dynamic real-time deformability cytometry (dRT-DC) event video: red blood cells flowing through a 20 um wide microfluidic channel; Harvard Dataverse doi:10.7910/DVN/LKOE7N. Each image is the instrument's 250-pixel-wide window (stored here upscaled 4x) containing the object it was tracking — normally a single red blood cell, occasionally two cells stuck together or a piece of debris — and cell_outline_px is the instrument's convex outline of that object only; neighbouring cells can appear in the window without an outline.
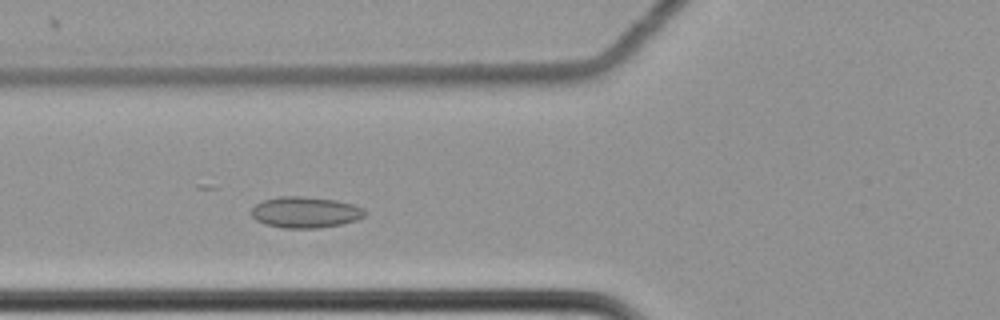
{"species": "common noctule bat (a hibernating species)", "species_latin": "Nyctalus noctula", "temperature_condition": "cold", "stored_images_in_passage": 49, "camera_frame_rate_fps": 3000, "um_per_image_px": 0.085, "animal": {"sex": "female", "body_mass_g": 22.7, "forearm_length_mm": 54.2}, "frame": {"image": 1, "passage_image": 12, "time_ms": 3.667, "image_size_px": [1000, 320], "cell_outline_px": [[368, 212], [364, 216], [356, 220], [340, 224], [316, 228], [280, 228], [264, 224], [256, 220], [252, 216], [252, 208], [256, 204], [264, 200], [280, 196], [304, 196], [336, 200], [352, 204], [364, 208]], "centroid_in_image_um": [25.95, 18.04], "position_along_channel_um": 99.8, "area_um2": 20.63}}
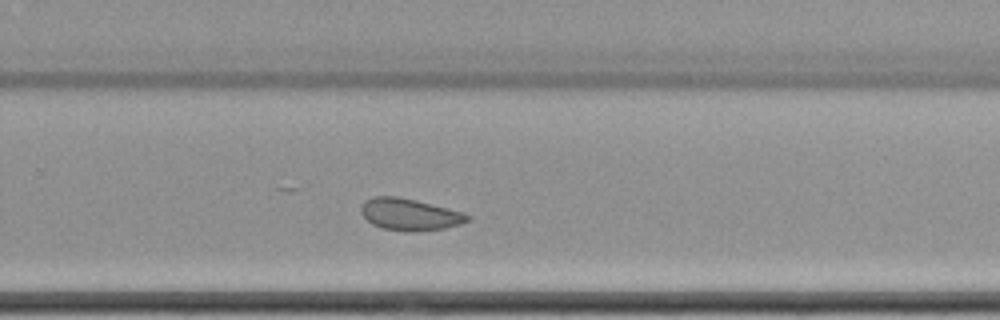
{"frame": {"image": 2, "passage_image": 29, "time_ms": 9.333, "image_size_px": [1000, 320], "cell_outline_px": [[472, 216], [468, 220], [460, 224], [444, 228], [412, 232], [384, 228], [372, 224], [360, 212], [360, 208], [364, 200], [372, 196], [396, 196], [416, 200], [460, 212]], "centroid_in_image_um": [34.77, 18.22], "position_along_channel_um": 295.0, "area_um2": 19.48}}
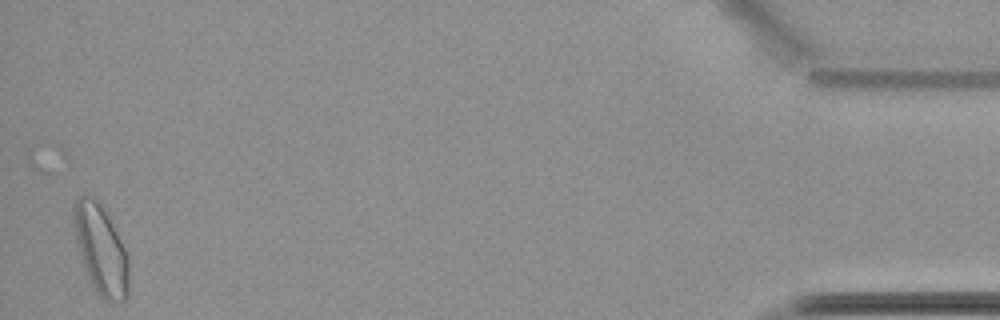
{"frame": {"image": 3, "passage_image": 48, "time_ms": 15.667, "image_size_px": [1000, 320], "cell_outline_px": [[128, 296], [124, 300], [104, 300], [96, 292], [84, 272], [76, 236], [72, 216], [72, 208], [76, 200], [80, 196], [92, 196], [100, 200], [128, 256]], "centroid_in_image_um": [8.55, 21.2], "position_along_channel_um": 426.6, "area_um2": 28.55}, "authors_computed_cell_mechanics": {"area_um2": 20.6924, "velocity_mm_per_s": 3.4491, "shape_relaxation_time_tau1_ms": null, "shape_relaxation_time_tau2_ms": 3.912, "deformation_change_tau1": null, "deformation_change_tau2": 0.0989}}